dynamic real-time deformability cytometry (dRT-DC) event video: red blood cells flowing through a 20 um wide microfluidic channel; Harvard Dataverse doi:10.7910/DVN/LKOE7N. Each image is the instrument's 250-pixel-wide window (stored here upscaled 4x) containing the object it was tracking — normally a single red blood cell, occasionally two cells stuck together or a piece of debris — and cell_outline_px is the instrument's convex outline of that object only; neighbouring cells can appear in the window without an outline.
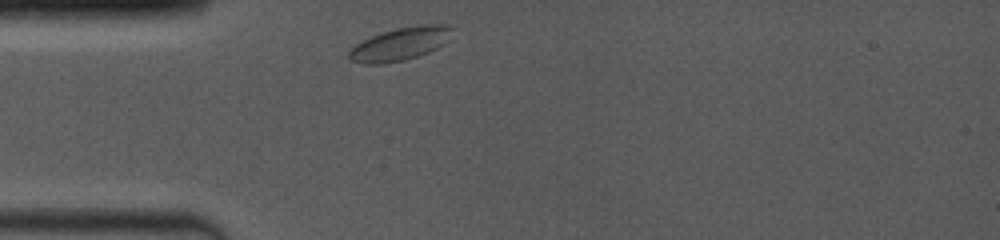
{"species": "common noctule bat (a hibernating species)", "species_latin": "Nyctalus noctula", "temperature_condition": "room temperature", "stored_images_in_passage": 22, "camera_frame_rate_fps": 4000, "um_per_image_px": 0.085, "animal": {"sex": "female", "body_mass_g": 19.0, "forearm_length_mm": 53.3}, "frame": {"image": 1, "passage_image": 1, "time_ms": 0.0, "image_size_px": [1000, 240], "cell_outline_px": [[452, 28], [448, 40], [444, 44], [428, 52], [404, 60], [384, 64], [364, 64], [352, 60], [348, 56], [348, 52], [356, 44], [372, 36], [396, 28], [420, 24], [452, 24]], "centroid_in_image_um": [34.04, 3.72], "position_along_channel_um": 51.0, "area_um2": 19.71}}
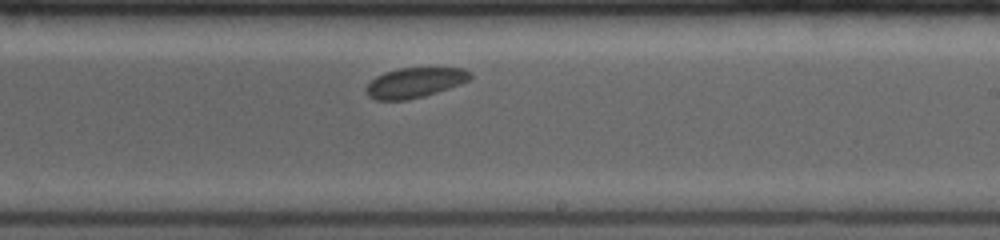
{"frame": {"image": 2, "passage_image": 13, "time_ms": 3.0, "image_size_px": [1000, 240], "cell_outline_px": [[472, 80], [424, 96], [408, 100], [376, 100], [368, 96], [364, 88], [376, 76], [384, 72], [400, 68], [464, 68], [472, 72]], "centroid_in_image_um": [35.27, 7.02], "position_along_channel_um": 253.7, "area_um2": 18.32}}
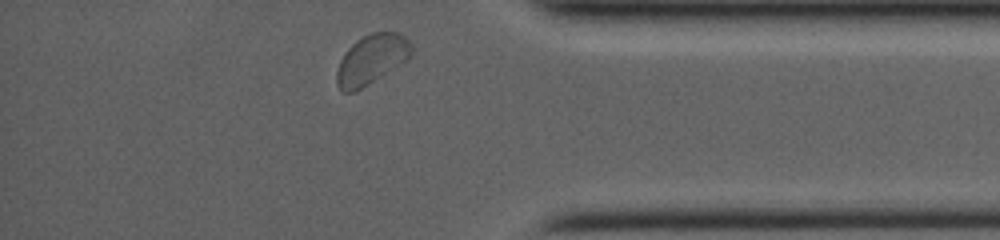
{"frame": {"image": 3, "passage_image": 22, "time_ms": 5.25, "image_size_px": [1000, 240], "cell_outline_px": [[412, 56], [408, 60], [360, 88], [352, 92], [340, 92], [336, 84], [336, 72], [340, 60], [348, 48], [356, 40], [372, 32], [400, 32], [412, 44]], "centroid_in_image_um": [31.58, 5.03], "position_along_channel_um": 403.6, "area_um2": 21.56}}